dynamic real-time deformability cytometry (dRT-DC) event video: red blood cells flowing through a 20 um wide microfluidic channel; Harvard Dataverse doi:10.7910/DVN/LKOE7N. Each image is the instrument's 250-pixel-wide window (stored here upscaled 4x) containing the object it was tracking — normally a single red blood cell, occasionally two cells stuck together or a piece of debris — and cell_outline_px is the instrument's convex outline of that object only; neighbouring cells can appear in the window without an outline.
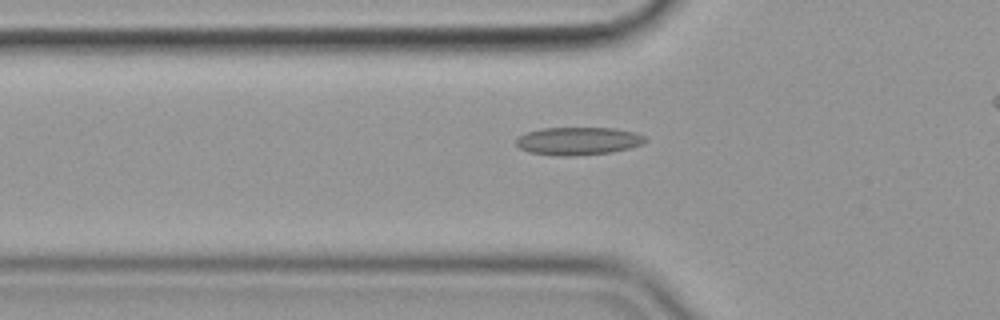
{"species": "common noctule bat (a hibernating species)", "species_latin": "Nyctalus noctula", "temperature_condition": "cold", "stored_images_in_passage": 33, "camera_frame_rate_fps": 3000, "um_per_image_px": 0.085, "animal": {"sex": "female", "body_mass_g": 19.9}, "frame": {"image": 1, "passage_image": 4, "time_ms": 1.0, "image_size_px": [1000, 320], "cell_outline_px": [[648, 140], [644, 144], [612, 152], [572, 156], [560, 156], [528, 152], [520, 148], [516, 144], [516, 136], [540, 128], [616, 128], [636, 132], [644, 136]], "centroid_in_image_um": [49.15, 11.98], "position_along_channel_um": 76.6, "area_um2": 21.15}}
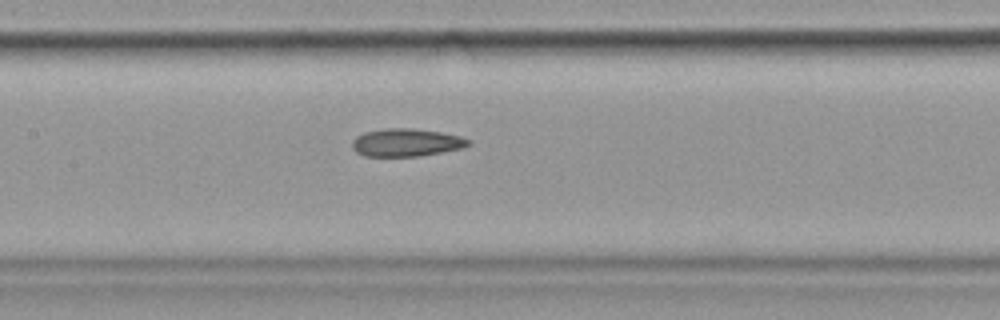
{"frame": {"image": 2, "passage_image": 12, "time_ms": 3.667, "image_size_px": [1000, 320], "cell_outline_px": [[472, 144], [464, 148], [420, 156], [364, 156], [356, 152], [352, 148], [352, 140], [356, 136], [364, 132], [388, 128], [412, 128], [440, 132], [460, 136], [472, 140]], "centroid_in_image_um": [34.56, 12.12], "position_along_channel_um": 172.8, "area_um2": 19.02}}
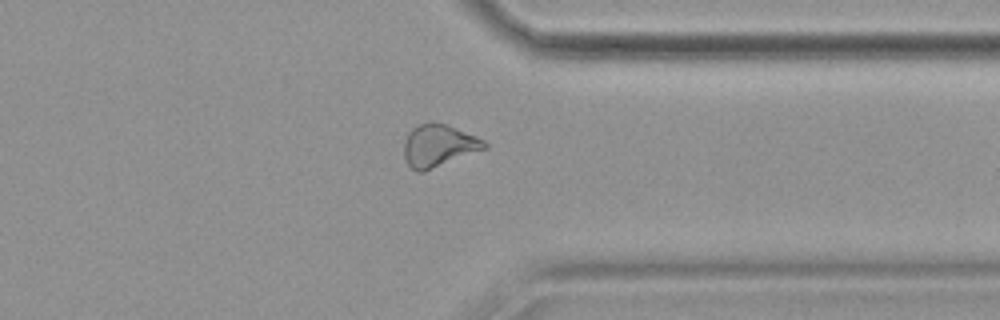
{"frame": {"image": 3, "passage_image": 29, "time_ms": 9.333, "image_size_px": [1000, 320], "cell_outline_px": [[488, 148], [424, 172], [416, 172], [408, 164], [404, 156], [404, 140], [408, 132], [412, 128], [428, 120], [432, 120], [456, 128], [476, 136], [484, 140], [488, 144]], "centroid_in_image_um": [37.28, 12.37], "position_along_channel_um": 374.1, "area_um2": 20.11}, "authors_computed_cell_mechanics": {"area_um2": 19.1896, "velocity_mm_per_s": 3.5897, "shape_relaxation_time_tau1_ms": null, "shape_relaxation_time_tau2_ms": 6.3771, "deformation_change_tau1": null, "deformation_change_tau2": 0.1391}}